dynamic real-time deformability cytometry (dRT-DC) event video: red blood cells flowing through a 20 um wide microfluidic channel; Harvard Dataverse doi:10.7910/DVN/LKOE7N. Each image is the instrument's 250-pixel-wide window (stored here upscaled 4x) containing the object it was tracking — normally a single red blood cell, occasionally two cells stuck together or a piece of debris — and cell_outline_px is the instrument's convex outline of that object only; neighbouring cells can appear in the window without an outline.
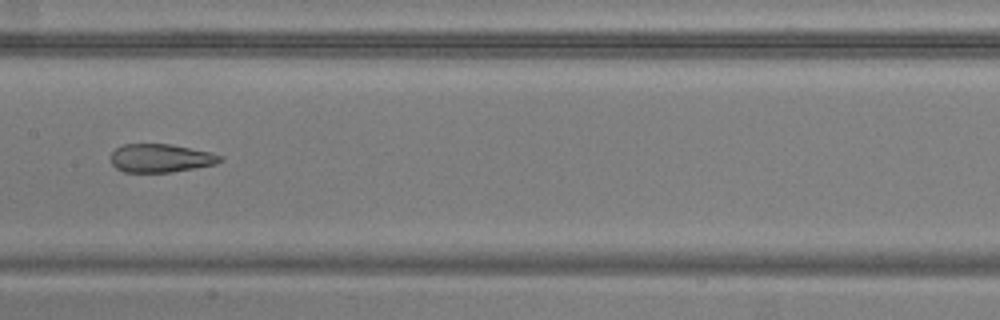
{"species": "common noctule bat (a hibernating species)", "species_latin": "Nyctalus noctula", "temperature_condition": "warm", "stored_images_in_passage": 40, "camera_frame_rate_fps": 3000, "um_per_image_px": 0.085, "animal": {"sex": "male", "body_mass_g": 20.5, "forearm_length_mm": 52.5}, "frame": {"image": 1, "passage_image": 12, "time_ms": 3.667, "image_size_px": [1000, 320], "cell_outline_px": [[224, 160], [216, 164], [172, 172], [124, 172], [116, 168], [112, 164], [112, 152], [116, 148], [124, 144], [172, 144], [212, 152], [224, 156]], "centroid_in_image_um": [13.71, 13.44], "position_along_channel_um": 193.7, "area_um2": 18.21}, "authors_computed_cell_mechanics": {"area_um2": 20.5479, "velocity_mm_per_s": 3.8035, "shape_relaxation_time_tau1_ms": null, "shape_relaxation_time_tau2_ms": 1.6903, "deformation_change_tau1": null, "deformation_change_tau2": 0.1005}}